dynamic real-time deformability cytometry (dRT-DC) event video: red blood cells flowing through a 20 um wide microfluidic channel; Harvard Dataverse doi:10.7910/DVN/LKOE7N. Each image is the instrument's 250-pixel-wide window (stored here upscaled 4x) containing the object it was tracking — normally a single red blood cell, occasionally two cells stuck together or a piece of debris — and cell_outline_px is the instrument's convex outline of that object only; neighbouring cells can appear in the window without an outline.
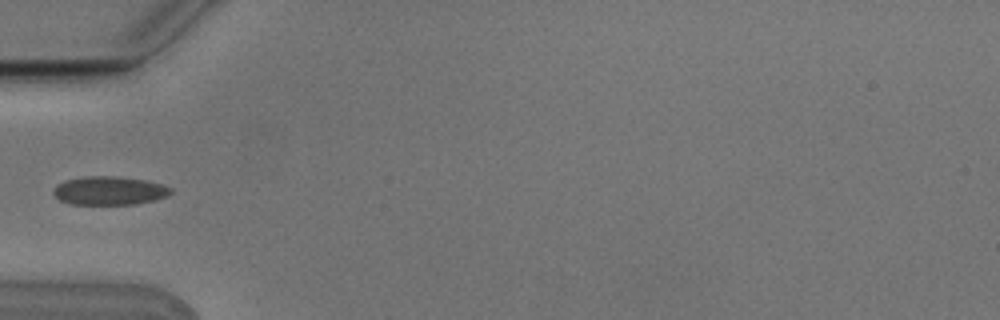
{"species": "Egyptian fruit bat (a non-hibernating species)", "species_latin": "Rousettus aegyptiacus", "temperature_condition": "cold", "stored_images_in_passage": 6, "camera_frame_rate_fps": 3000, "um_per_image_px": 0.085, "animal": {"sex": "male"}, "frame": {"image": 1, "passage_image": 5, "time_ms": 1.333, "image_size_px": [1000, 320], "cell_outline_px": [[172, 192], [168, 196], [156, 200], [136, 204], [72, 204], [60, 200], [52, 192], [56, 184], [64, 180], [88, 176], [116, 176], [148, 180], [164, 184], [172, 188]], "centroid_in_image_um": [9.34, 16.2], "position_along_channel_um": 75.7, "area_um2": 19.77}}